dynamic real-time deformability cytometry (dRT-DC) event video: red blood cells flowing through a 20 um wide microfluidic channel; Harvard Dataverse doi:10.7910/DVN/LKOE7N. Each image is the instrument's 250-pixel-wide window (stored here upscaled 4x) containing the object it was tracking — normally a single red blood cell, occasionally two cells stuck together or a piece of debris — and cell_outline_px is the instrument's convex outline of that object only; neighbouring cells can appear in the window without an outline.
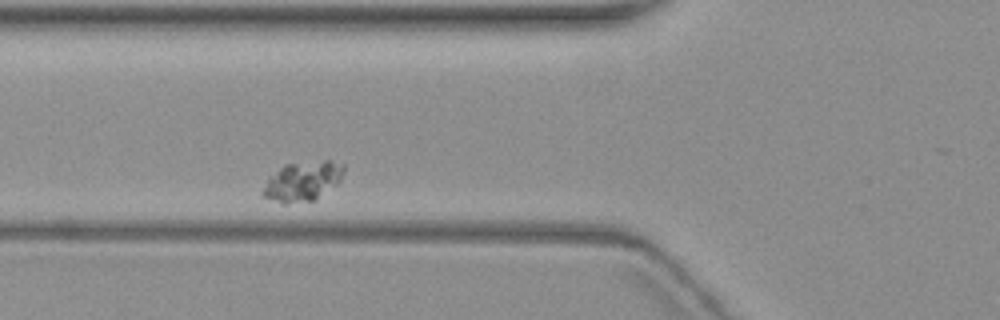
{"species": "common noctule bat (a hibernating species)", "species_latin": "Nyctalus noctula", "temperature_condition": "warm", "stored_images_in_passage": 2, "camera_frame_rate_fps": 3000, "um_per_image_px": 0.085, "animal": {"sex": "female", "body_mass_g": 19.3, "forearm_length_mm": 54.1}, "frame": {"image": 1, "passage_image": 2, "time_ms": 1.333, "image_size_px": [1000, 320], "cell_outline_px": [[344, 172], [340, 180], [336, 184], [316, 200], [288, 204], [284, 204], [260, 196], [260, 192], [268, 176], [284, 164], [324, 160], [332, 160], [344, 164]], "centroid_in_image_um": [25.68, 15.41], "position_along_channel_um": 100.1, "area_um2": 19.13}}